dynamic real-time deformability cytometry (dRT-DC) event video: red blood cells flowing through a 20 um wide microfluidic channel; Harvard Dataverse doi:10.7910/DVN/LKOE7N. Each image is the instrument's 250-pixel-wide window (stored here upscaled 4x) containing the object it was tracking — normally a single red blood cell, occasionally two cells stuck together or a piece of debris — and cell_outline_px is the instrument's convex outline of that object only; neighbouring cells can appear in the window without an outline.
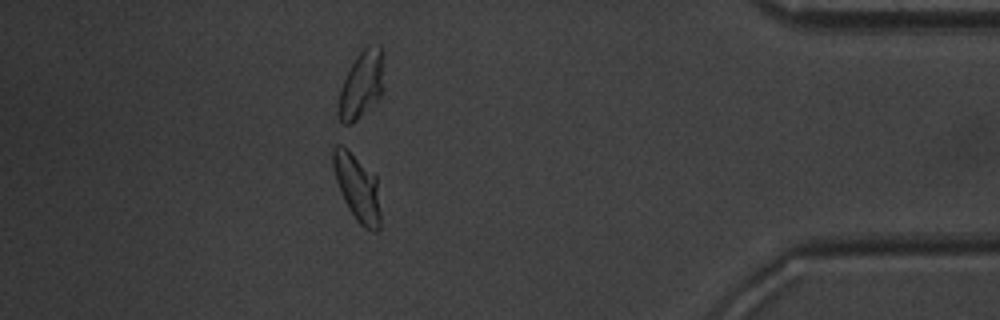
{"species": "common noctule bat (a hibernating species)", "species_latin": "Nyctalus noctula", "temperature_condition": "warm", "stored_images_in_passage": 41, "camera_frame_rate_fps": 3000, "um_per_image_px": 0.085, "animal": {"sex": "male", "body_mass_g": 20.1, "forearm_length_mm": 53.5}, "frame": {"image": 1, "passage_image": 35, "time_ms": 11.333, "image_size_px": [1000, 320], "cell_outline_px": [[380, 228], [376, 232], [372, 232], [364, 228], [356, 220], [348, 208], [340, 192], [336, 180], [332, 164], [332, 148], [336, 144], [340, 144], [376, 176], [380, 212]], "centroid_in_image_um": [30.36, 15.99], "position_along_channel_um": 404.8, "area_um2": 18.26}}